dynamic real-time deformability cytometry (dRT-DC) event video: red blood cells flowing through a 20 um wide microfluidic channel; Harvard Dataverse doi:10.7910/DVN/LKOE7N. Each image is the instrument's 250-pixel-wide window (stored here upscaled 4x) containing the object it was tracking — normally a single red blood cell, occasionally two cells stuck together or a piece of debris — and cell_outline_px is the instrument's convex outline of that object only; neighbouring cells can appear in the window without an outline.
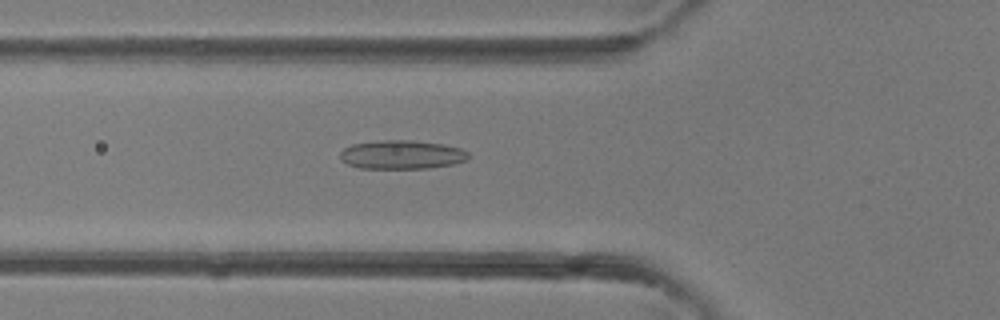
{"species": "common noctule bat (a hibernating species)", "species_latin": "Nyctalus noctula", "temperature_condition": "room temperature", "stored_images_in_passage": 41, "camera_frame_rate_fps": 3000, "um_per_image_px": 0.085, "animal": {"sex": "female"}, "frame": {"image": 1, "passage_image": 15, "time_ms": 4.667, "image_size_px": [1000, 320], "cell_outline_px": [[468, 160], [452, 164], [428, 168], [360, 168], [348, 164], [340, 160], [340, 152], [344, 148], [352, 144], [380, 140], [412, 140], [444, 144], [460, 148], [468, 152]], "centroid_in_image_um": [34.14, 13.14], "position_along_channel_um": 91.7, "area_um2": 21.56}}
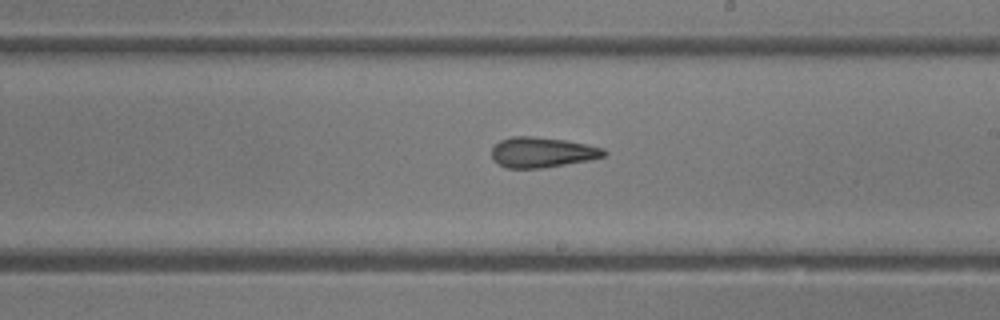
{"frame": {"image": 2, "passage_image": 24, "time_ms": 7.667, "image_size_px": [1000, 320], "cell_outline_px": [[608, 152], [604, 156], [588, 160], [540, 168], [508, 168], [492, 160], [492, 148], [500, 140], [512, 136], [532, 136], [564, 140], [588, 144], [604, 148]], "centroid_in_image_um": [46.08, 12.93], "position_along_channel_um": 242.9, "area_um2": 19.71}}
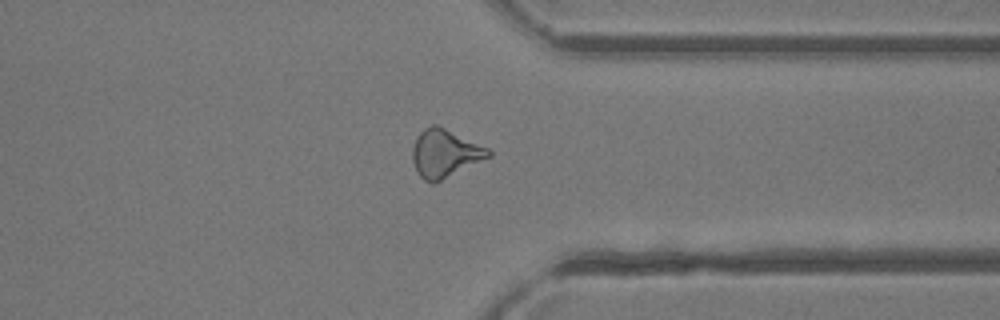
{"frame": {"image": 3, "passage_image": 32, "time_ms": 10.333, "image_size_px": [1000, 320], "cell_outline_px": [[492, 156], [432, 184], [424, 180], [420, 176], [412, 160], [412, 148], [416, 136], [424, 128], [432, 124], [436, 124], [488, 148], [492, 152]], "centroid_in_image_um": [37.8, 13.03], "position_along_channel_um": 373.6, "area_um2": 21.04}}